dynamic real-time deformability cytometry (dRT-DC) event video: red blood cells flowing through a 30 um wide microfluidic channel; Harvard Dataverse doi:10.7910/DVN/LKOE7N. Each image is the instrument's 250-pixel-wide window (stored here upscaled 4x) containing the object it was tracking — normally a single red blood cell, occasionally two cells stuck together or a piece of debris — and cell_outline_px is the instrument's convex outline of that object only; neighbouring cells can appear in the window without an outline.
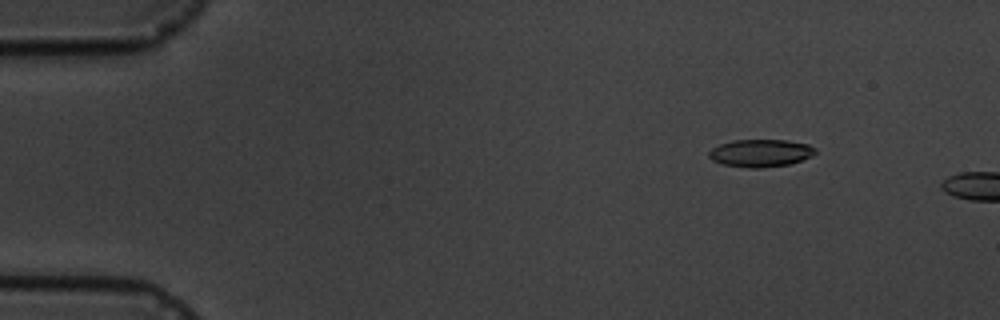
{"species": "common noctule bat (a hibernating species)", "species_latin": "Nyctalus noctula", "temperature_condition": "cold", "stored_images_in_passage": 3, "camera_frame_rate_fps": 3000, "um_per_image_px": 0.085, "animal": {"sex": "male", "body_mass_g": 19.5, "forearm_length_mm": 54.6}, "frame": {"image": 1, "passage_image": 1, "time_ms": 0.0, "image_size_px": [1000, 320], "cell_outline_px": [[816, 152], [812, 156], [788, 164], [760, 168], [748, 168], [724, 164], [712, 160], [708, 156], [708, 152], [712, 148], [720, 144], [732, 140], [784, 140], [808, 144], [816, 148]], "centroid_in_image_um": [64.63, 13.0], "position_along_channel_um": 20.4, "area_um2": 16.99}}